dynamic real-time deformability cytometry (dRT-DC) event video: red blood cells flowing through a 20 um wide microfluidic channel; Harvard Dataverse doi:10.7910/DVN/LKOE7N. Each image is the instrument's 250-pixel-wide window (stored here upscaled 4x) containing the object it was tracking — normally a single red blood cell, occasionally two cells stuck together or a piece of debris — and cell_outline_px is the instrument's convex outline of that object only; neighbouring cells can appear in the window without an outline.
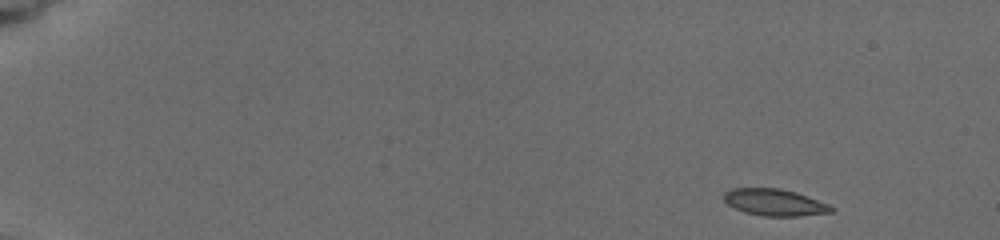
{"species": "common noctule bat (a hibernating species)", "species_latin": "Nyctalus noctula", "temperature_condition": "cold", "stored_images_in_passage": 11, "camera_frame_rate_fps": 3000, "um_per_image_px": 0.085, "animal": {"sex": "female", "body_mass_g": 19.5, "forearm_length_mm": 54.1}, "frame": {"image": 1, "passage_image": 1, "time_ms": 0.0, "image_size_px": [1000, 240], "cell_outline_px": [[836, 208], [832, 212], [800, 216], [764, 216], [744, 212], [728, 204], [724, 200], [724, 192], [732, 188], [780, 188], [796, 192], [828, 204]], "centroid_in_image_um": [65.85, 17.2], "position_along_channel_um": 19.1, "area_um2": 16.7}}
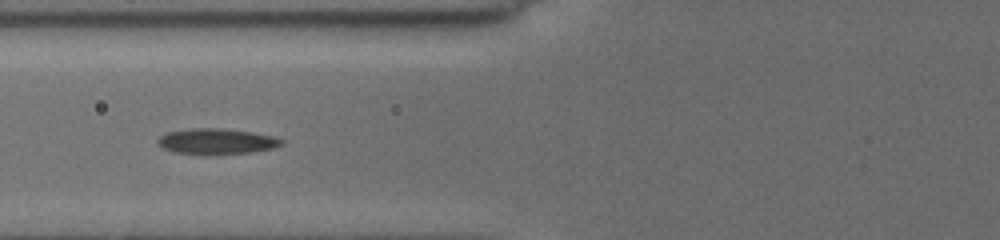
{"frame": {"image": 2, "passage_image": 7, "time_ms": 6.0, "image_size_px": [1000, 240], "cell_outline_px": [[284, 144], [276, 148], [252, 152], [208, 156], [204, 156], [176, 152], [164, 148], [156, 140], [160, 136], [168, 132], [192, 128], [224, 128], [252, 132], [276, 136], [284, 140]], "centroid_in_image_um": [18.48, 12.03], "position_along_channel_um": 107.3, "area_um2": 19.02}}
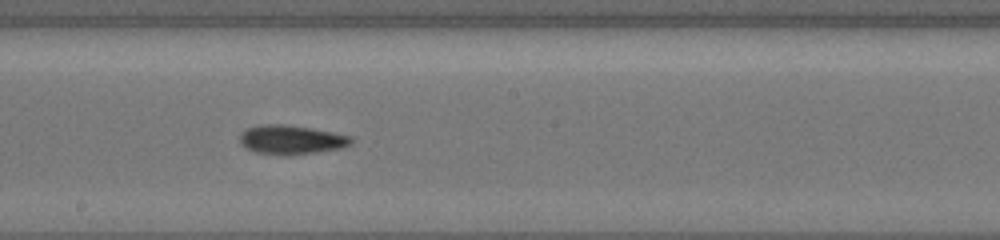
{"frame": {"image": 3, "passage_image": 10, "time_ms": 9.0, "image_size_px": [1000, 240], "cell_outline_px": [[352, 144], [340, 148], [316, 152], [288, 156], [284, 156], [256, 152], [240, 144], [240, 136], [248, 128], [260, 124], [280, 124], [308, 128], [332, 132], [348, 136], [352, 140]], "centroid_in_image_um": [24.73, 11.89], "position_along_channel_um": 223.5, "area_um2": 18.61}}